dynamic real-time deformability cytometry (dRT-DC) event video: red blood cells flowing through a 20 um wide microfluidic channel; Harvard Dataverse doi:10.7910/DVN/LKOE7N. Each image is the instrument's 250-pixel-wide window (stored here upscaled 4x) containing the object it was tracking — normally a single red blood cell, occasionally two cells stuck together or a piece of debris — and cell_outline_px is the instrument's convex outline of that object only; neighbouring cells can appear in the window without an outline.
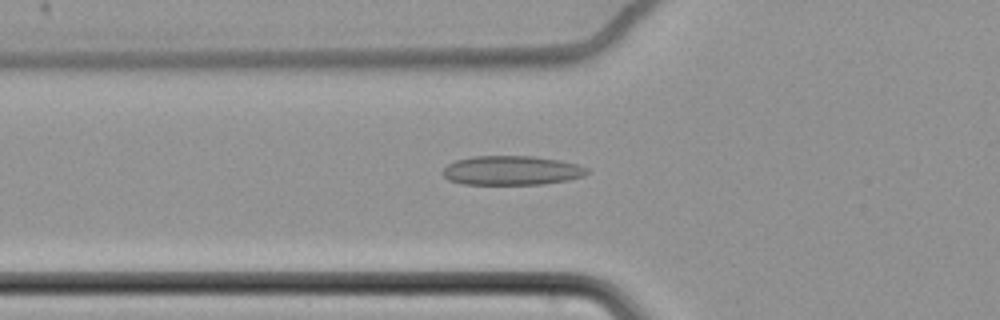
{"species": "common noctule bat (a hibernating species)", "species_latin": "Nyctalus noctula", "temperature_condition": "cold", "stored_images_in_passage": 63, "camera_frame_rate_fps": 3000, "um_per_image_px": 0.085, "animal": {"sex": "female", "body_mass_g": 22.7, "forearm_length_mm": 54.2}, "frame": {"image": 1, "passage_image": 25, "time_ms": 8.0, "image_size_px": [1000, 320], "cell_outline_px": [[588, 172], [584, 176], [568, 180], [544, 184], [464, 184], [448, 180], [440, 172], [448, 164], [456, 160], [472, 156], [536, 156], [560, 160], [576, 164], [588, 168]], "centroid_in_image_um": [43.48, 14.48], "position_along_channel_um": 82.3, "area_um2": 24.74}}
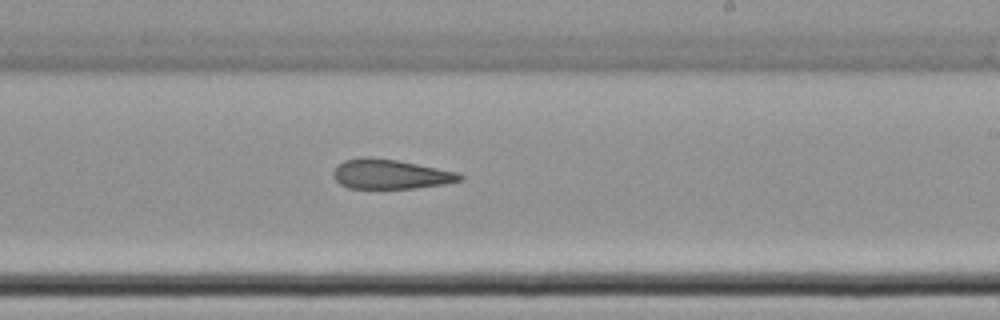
{"frame": {"image": 2, "passage_image": 40, "time_ms": 13.0, "image_size_px": [1000, 320], "cell_outline_px": [[464, 180], [444, 184], [416, 188], [348, 188], [340, 184], [332, 176], [332, 172], [344, 160], [364, 156], [368, 156], [396, 160], [460, 172], [464, 176]], "centroid_in_image_um": [33.21, 14.8], "position_along_channel_um": 255.8, "area_um2": 21.96}}
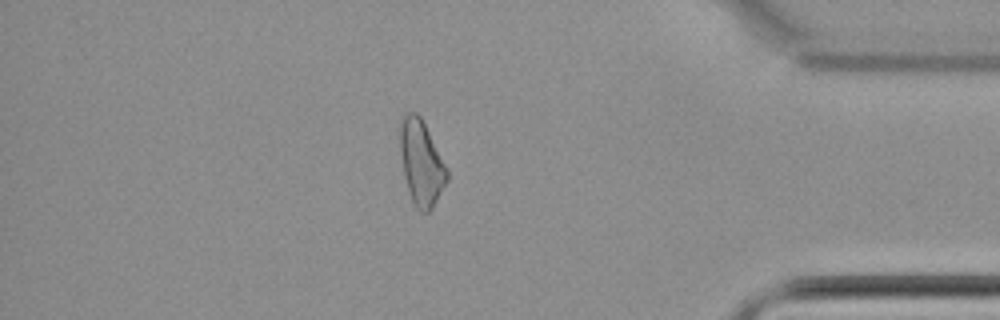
{"frame": {"image": 3, "passage_image": 55, "time_ms": 18.0, "image_size_px": [1000, 320], "cell_outline_px": [[448, 180], [432, 208], [428, 212], [420, 212], [412, 204], [404, 176], [400, 152], [400, 124], [404, 116], [408, 112], [416, 112], [420, 116], [448, 168]], "centroid_in_image_um": [35.81, 13.87], "position_along_channel_um": 399.4, "area_um2": 23.24}, "authors_computed_cell_mechanics": {"area_um2": 24.7384, "velocity_mm_per_s": 3.4723, "shape_relaxation_time_tau1_ms": null, "shape_relaxation_time_tau2_ms": 10.2263, "deformation_change_tau1": null, "deformation_change_tau2": 0.2149}}